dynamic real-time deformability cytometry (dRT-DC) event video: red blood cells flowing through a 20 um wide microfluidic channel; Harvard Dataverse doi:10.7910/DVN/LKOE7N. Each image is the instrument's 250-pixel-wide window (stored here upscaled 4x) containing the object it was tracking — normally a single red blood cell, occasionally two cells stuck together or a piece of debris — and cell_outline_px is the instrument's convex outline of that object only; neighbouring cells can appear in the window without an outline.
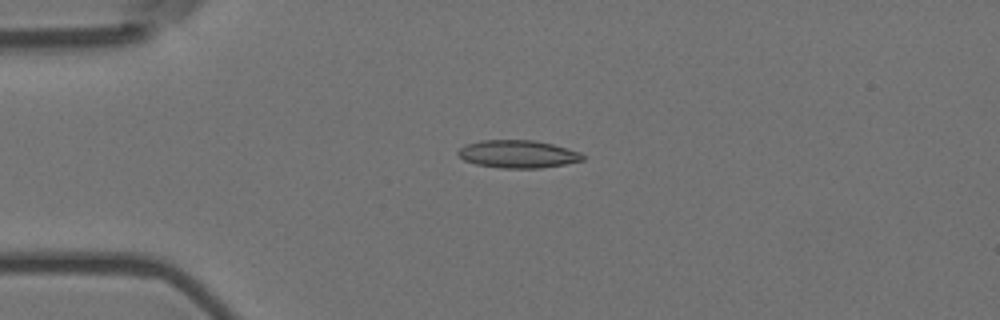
{"species": "Egyptian fruit bat (a non-hibernating species)", "species_latin": "Rousettus aegyptiacus", "temperature_condition": "room temperature", "stored_images_in_passage": 6, "camera_frame_rate_fps": 3000, "um_per_image_px": 0.085, "animal": {"sex": "female"}, "frame": {"image": 1, "passage_image": 4, "time_ms": 1.0, "image_size_px": [1000, 320], "cell_outline_px": [[584, 160], [564, 164], [540, 168], [500, 168], [476, 164], [464, 160], [456, 152], [464, 144], [480, 140], [532, 140], [552, 144], [580, 152], [584, 156]], "centroid_in_image_um": [43.99, 13.09], "position_along_channel_um": 41.0, "area_um2": 20.11}}
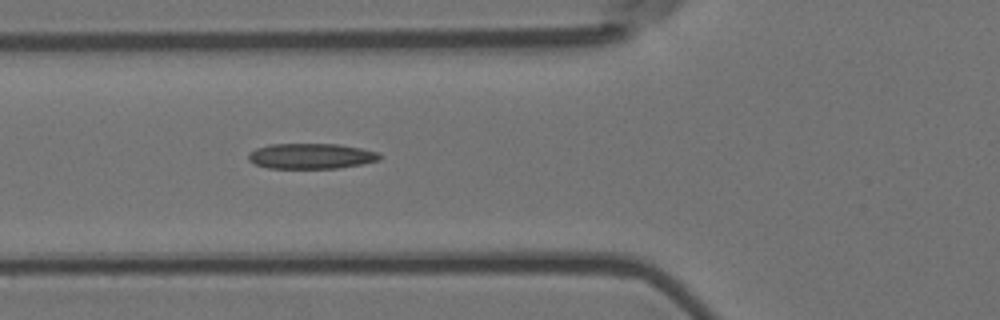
{"frame": {"image": 2, "passage_image": 6, "time_ms": 1.667, "image_size_px": [1000, 320], "cell_outline_px": [[380, 160], [360, 164], [336, 168], [268, 168], [256, 164], [248, 160], [248, 152], [256, 148], [268, 144], [340, 144], [380, 152]], "centroid_in_image_um": [26.42, 13.26], "position_along_channel_um": 99.4, "area_um2": 19.48}}